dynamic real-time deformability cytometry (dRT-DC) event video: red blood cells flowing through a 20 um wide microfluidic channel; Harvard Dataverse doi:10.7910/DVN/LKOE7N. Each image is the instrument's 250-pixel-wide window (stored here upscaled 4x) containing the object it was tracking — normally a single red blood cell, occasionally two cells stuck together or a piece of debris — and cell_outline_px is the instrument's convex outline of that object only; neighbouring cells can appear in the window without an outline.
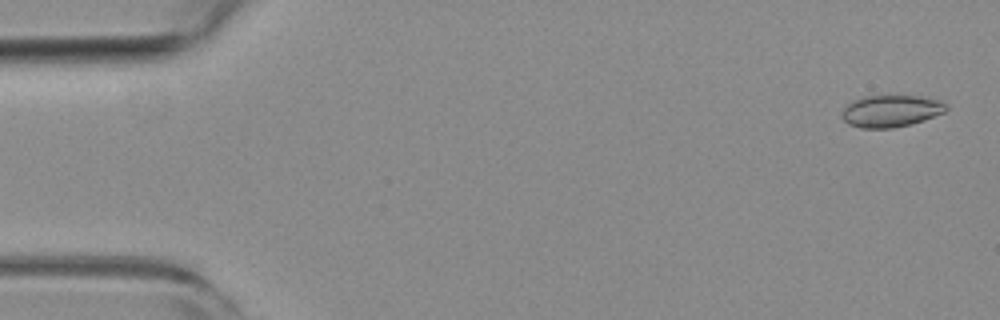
{"species": "common noctule bat (a hibernating species)", "species_latin": "Nyctalus noctula", "temperature_condition": "room temperature", "stored_images_in_passage": 54, "camera_frame_rate_fps": 3000, "um_per_image_px": 0.085, "animal": {"sex": "female", "body_mass_g": 19.3, "forearm_length_mm": 54.1}, "frame": {"image": 1, "passage_image": 2, "time_ms": 0.333, "image_size_px": [1000, 320], "cell_outline_px": [[948, 108], [944, 112], [924, 120], [912, 124], [892, 128], [860, 128], [848, 124], [840, 116], [844, 108], [852, 100], [864, 96], [920, 96], [940, 100], [948, 104]], "centroid_in_image_um": [75.73, 9.44], "position_along_channel_um": 9.3, "area_um2": 19.54}}
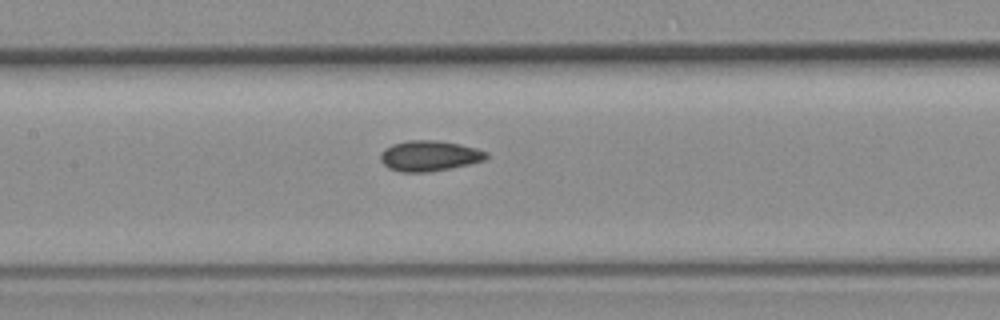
{"frame": {"image": 2, "passage_image": 25, "time_ms": 8.0, "image_size_px": [1000, 320], "cell_outline_px": [[488, 156], [484, 160], [468, 164], [428, 172], [400, 172], [388, 168], [380, 160], [380, 152], [384, 148], [392, 144], [408, 140], [436, 140], [460, 144], [476, 148], [488, 152]], "centroid_in_image_um": [36.46, 13.24], "position_along_channel_um": 170.9, "area_um2": 18.84}}
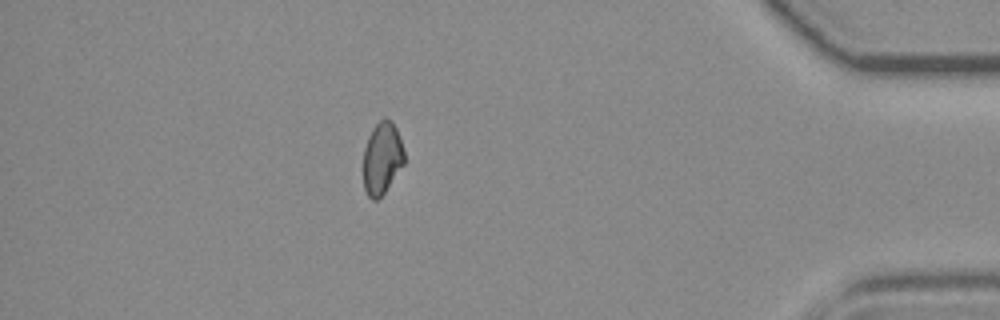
{"frame": {"image": 3, "passage_image": 47, "time_ms": 15.333, "image_size_px": [1000, 320], "cell_outline_px": [[404, 164], [384, 192], [376, 200], [372, 200], [368, 196], [364, 188], [364, 148], [368, 136], [372, 128], [384, 116], [392, 120], [400, 136], [404, 152]], "centroid_in_image_um": [32.48, 13.4], "position_along_channel_um": 402.7, "area_um2": 17.22}}